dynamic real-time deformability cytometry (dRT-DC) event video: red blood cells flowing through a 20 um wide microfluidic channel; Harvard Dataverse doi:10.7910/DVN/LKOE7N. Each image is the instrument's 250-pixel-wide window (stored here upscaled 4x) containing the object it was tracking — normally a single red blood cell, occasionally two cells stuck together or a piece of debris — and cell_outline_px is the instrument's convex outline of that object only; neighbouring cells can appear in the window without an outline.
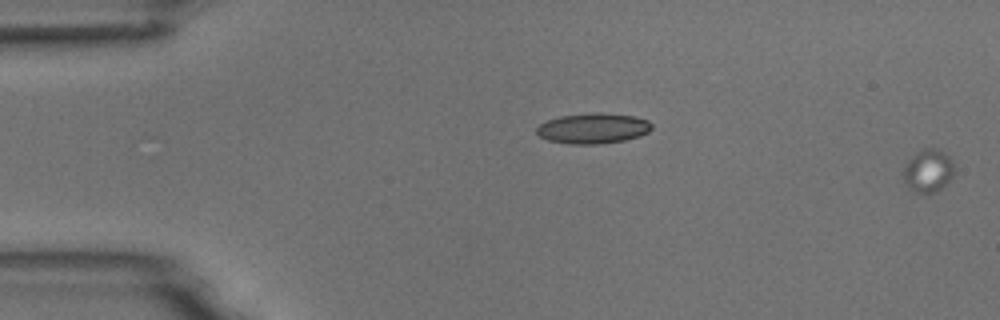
{"species": "common noctule bat (a hibernating species)", "species_latin": "Nyctalus noctula", "temperature_condition": "room temperature", "stored_images_in_passage": 4, "segment_of_instrument_passage": [2, 2], "camera_frame_rate_fps": 3000, "um_per_image_px": 0.085, "animal": {"sex": "male", "body_mass_g": 18.8}, "frame": {"image": 1, "passage_image": 4, "time_ms": 3.667, "image_size_px": [1000, 320], "cell_outline_px": [[956, 172], [936, 192], [916, 192], [908, 188], [904, 184], [904, 164], [912, 156], [924, 148], [936, 148], [944, 152], [952, 160]], "centroid_in_image_um": [78.89, 14.5], "position_along_channel_um": 6.1, "area_um2": 12.66}}